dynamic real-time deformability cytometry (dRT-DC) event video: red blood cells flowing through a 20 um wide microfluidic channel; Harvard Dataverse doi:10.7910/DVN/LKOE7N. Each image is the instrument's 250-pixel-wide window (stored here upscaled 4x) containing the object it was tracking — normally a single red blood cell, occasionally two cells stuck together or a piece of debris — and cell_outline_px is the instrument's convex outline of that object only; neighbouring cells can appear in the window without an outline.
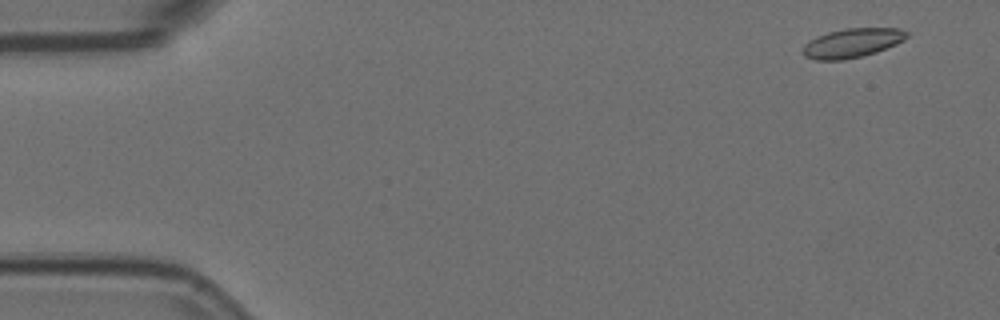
{"species": "Egyptian fruit bat (a non-hibernating species)", "species_latin": "Rousettus aegyptiacus", "temperature_condition": "room temperature", "stored_images_in_passage": 54, "camera_frame_rate_fps": 3000, "um_per_image_px": 0.085, "animal": {"sex": "female"}, "frame": {"image": 1, "passage_image": 3, "time_ms": 0.667, "image_size_px": [1000, 320], "cell_outline_px": [[908, 36], [904, 40], [896, 44], [876, 52], [844, 60], [816, 60], [804, 56], [800, 52], [804, 44], [816, 36], [828, 32], [844, 28], [900, 28], [908, 32]], "centroid_in_image_um": [72.4, 3.65], "position_along_channel_um": 12.6, "area_um2": 17.8}}
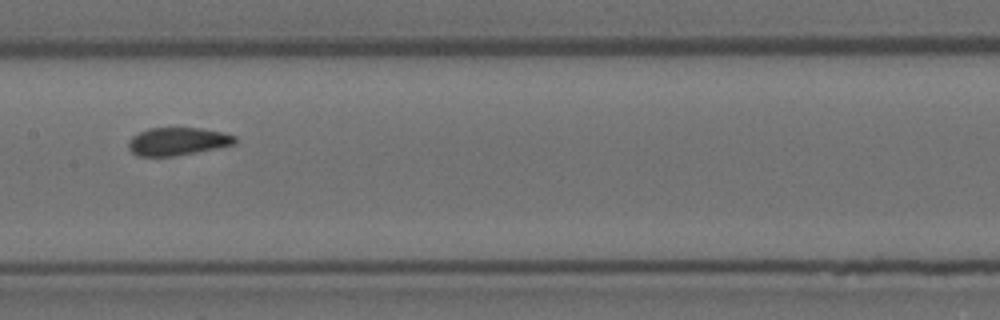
{"frame": {"image": 2, "passage_image": 28, "time_ms": 9.0, "image_size_px": [1000, 320], "cell_outline_px": [[236, 144], [216, 148], [168, 156], [136, 156], [128, 148], [128, 140], [132, 136], [148, 128], [200, 128], [224, 132], [236, 136]], "centroid_in_image_um": [15.08, 12.0], "position_along_channel_um": 192.3, "area_um2": 17.17}}
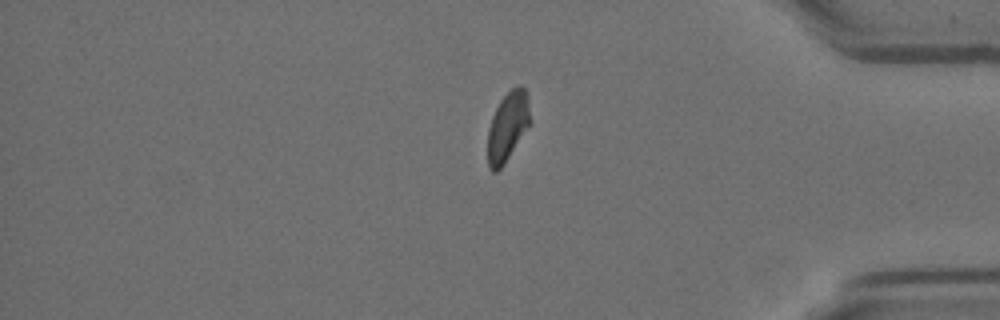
{"frame": {"image": 3, "passage_image": 47, "time_ms": 15.333, "image_size_px": [1000, 320], "cell_outline_px": [[532, 120], [504, 164], [496, 172], [492, 172], [488, 168], [488, 128], [492, 116], [500, 100], [516, 84], [520, 84], [528, 92]], "centroid_in_image_um": [43.17, 10.71], "position_along_channel_um": 392.0, "area_um2": 17.34}}